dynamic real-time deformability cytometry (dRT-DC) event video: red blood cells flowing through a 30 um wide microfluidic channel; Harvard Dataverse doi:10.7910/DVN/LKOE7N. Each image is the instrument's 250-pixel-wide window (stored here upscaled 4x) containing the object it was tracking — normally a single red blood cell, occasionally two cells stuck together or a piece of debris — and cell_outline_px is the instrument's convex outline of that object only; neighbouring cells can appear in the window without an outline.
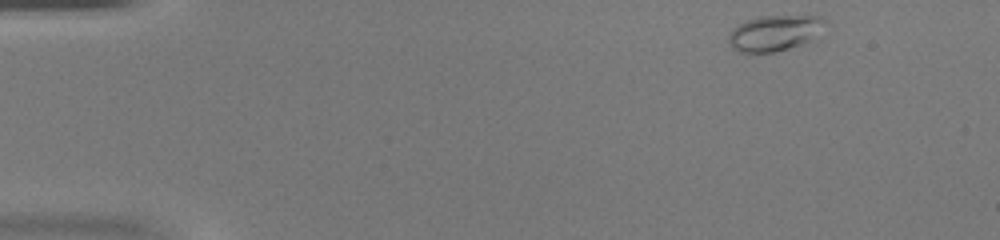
{"species": "common noctule bat (a hibernating species)", "species_latin": "Nyctalus noctula", "temperature_condition": "warm", "stored_images_in_passage": 43, "camera_frame_rate_fps": 3000, "um_per_image_px": 0.085, "animal": {"sex": "female", "body_mass_g": 20.0, "forearm_length_mm": 54.0}, "frame": {"image": 1, "passage_image": 1, "time_ms": 0.0, "image_size_px": [1000, 240], "cell_outline_px": [[828, 24], [808, 40], [800, 44], [776, 52], [736, 52], [732, 48], [728, 40], [728, 36], [732, 28], [744, 20], [756, 16], [820, 16]], "centroid_in_image_um": [65.77, 2.79], "position_along_channel_um": 19.2, "area_um2": 20.0}}
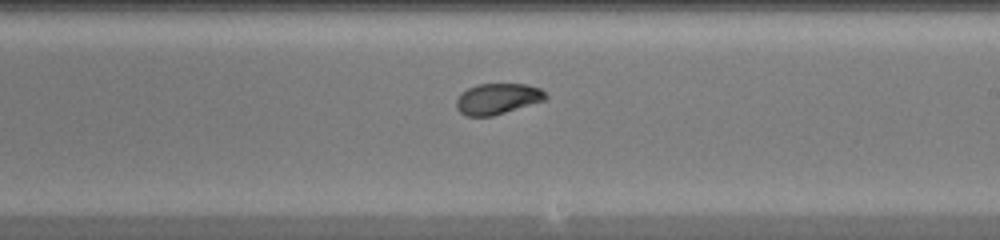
{"frame": {"image": 2, "passage_image": 24, "time_ms": 7.667, "image_size_px": [1000, 240], "cell_outline_px": [[548, 100], [492, 116], [468, 116], [460, 112], [456, 108], [456, 100], [460, 92], [476, 84], [528, 84], [540, 88], [548, 96]], "centroid_in_image_um": [42.31, 8.39], "position_along_channel_um": 246.7, "area_um2": 16.3}}
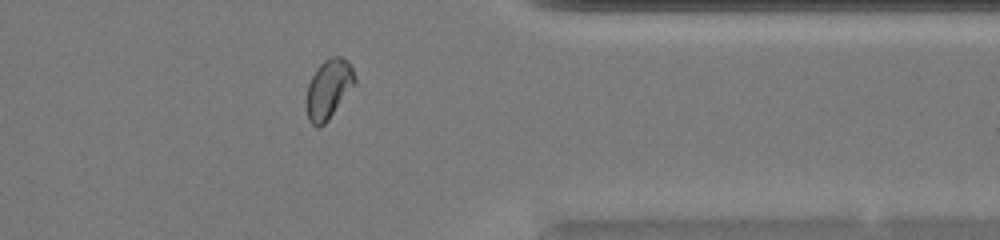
{"frame": {"image": 3, "passage_image": 34, "time_ms": 11.0, "image_size_px": [1000, 240], "cell_outline_px": [[356, 80], [328, 120], [320, 128], [316, 128], [308, 120], [304, 100], [308, 84], [316, 68], [324, 60], [332, 56], [340, 56], [352, 68], [356, 76]], "centroid_in_image_um": [27.86, 7.59], "position_along_channel_um": 383.5, "area_um2": 16.65}}